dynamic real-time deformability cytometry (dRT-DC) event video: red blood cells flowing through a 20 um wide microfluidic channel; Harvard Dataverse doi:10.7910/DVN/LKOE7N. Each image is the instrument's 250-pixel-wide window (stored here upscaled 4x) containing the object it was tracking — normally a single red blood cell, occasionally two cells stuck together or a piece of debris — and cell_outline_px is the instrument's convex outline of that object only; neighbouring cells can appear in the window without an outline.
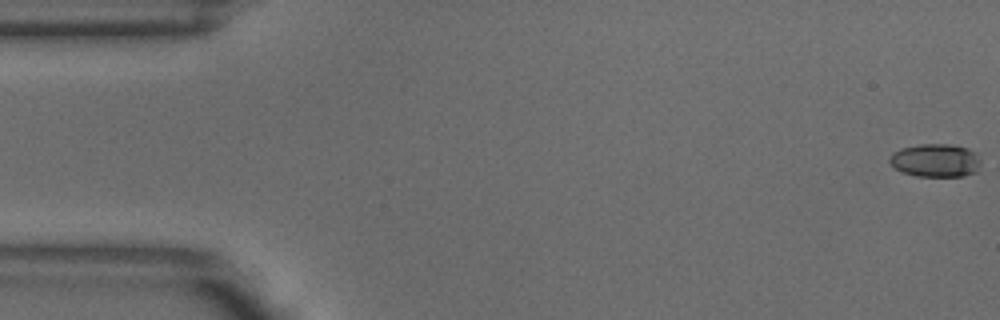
{"species": "common noctule bat (a hibernating species)", "species_latin": "Nyctalus noctula", "temperature_condition": "warm", "stored_images_in_passage": 6, "camera_frame_rate_fps": 3000, "um_per_image_px": 0.085, "animal": {"sex": "male", "body_mass_g": 18.8}, "frame": {"image": 1, "passage_image": 1, "time_ms": 0.0, "image_size_px": [1000, 320], "cell_outline_px": [[980, 164], [976, 172], [964, 176], [916, 176], [904, 172], [896, 168], [888, 160], [892, 152], [900, 148], [920, 144], [948, 144], [968, 148], [976, 152], [980, 160]], "centroid_in_image_um": [79.53, 13.62], "position_along_channel_um": 5.5, "area_um2": 17.69}}